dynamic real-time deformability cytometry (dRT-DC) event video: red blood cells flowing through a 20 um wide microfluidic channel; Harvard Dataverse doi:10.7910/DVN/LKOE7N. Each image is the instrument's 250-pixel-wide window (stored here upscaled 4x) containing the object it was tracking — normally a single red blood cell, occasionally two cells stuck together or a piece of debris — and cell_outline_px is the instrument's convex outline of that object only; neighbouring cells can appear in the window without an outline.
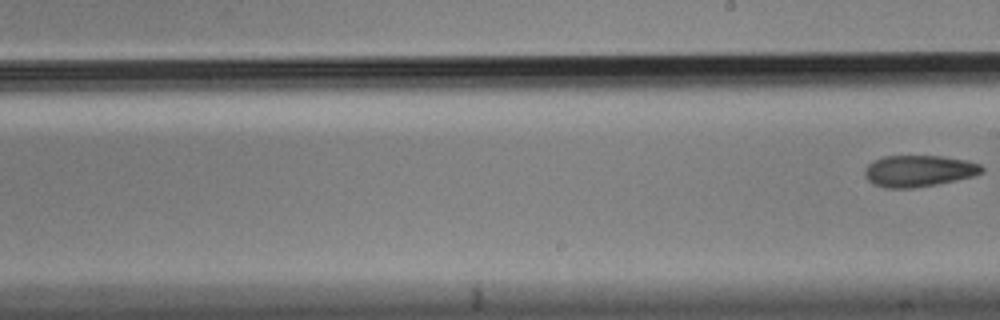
{"species": "Egyptian fruit bat (a non-hibernating species)", "species_latin": "Rousettus aegyptiacus", "temperature_condition": "cold", "stored_images_in_passage": 7, "segment_of_instrument_passage": [2, 2], "camera_frame_rate_fps": 3000, "um_per_image_px": 0.085, "animal": {"sex": "male"}, "frame": {"image": 1, "passage_image": 7, "time_ms": 2.0, "image_size_px": [1000, 320], "cell_outline_px": [[984, 172], [976, 176], [936, 184], [912, 188], [884, 188], [872, 184], [864, 176], [864, 172], [868, 164], [872, 160], [884, 156], [940, 156], [968, 160], [980, 164], [984, 168]], "centroid_in_image_um": [78.1, 14.53], "position_along_channel_um": 210.9, "area_um2": 21.73}}